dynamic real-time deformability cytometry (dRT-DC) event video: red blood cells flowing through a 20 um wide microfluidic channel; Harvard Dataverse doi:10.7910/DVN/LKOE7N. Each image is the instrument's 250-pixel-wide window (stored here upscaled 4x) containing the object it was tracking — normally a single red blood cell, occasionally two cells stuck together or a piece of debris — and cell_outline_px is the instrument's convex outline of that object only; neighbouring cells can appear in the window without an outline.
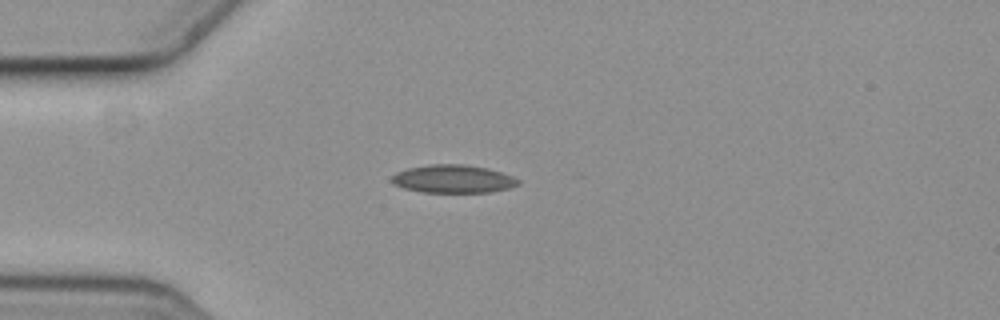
{"species": "common noctule bat (a hibernating species)", "species_latin": "Nyctalus noctula", "temperature_condition": "cold", "stored_images_in_passage": 6, "camera_frame_rate_fps": 3000, "um_per_image_px": 0.085, "animal": {"sex": "female", "body_mass_g": 19.3, "forearm_length_mm": 54.1}, "frame": {"image": 1, "passage_image": 4, "time_ms": 1.0, "image_size_px": [1000, 320], "cell_outline_px": [[520, 184], [508, 188], [492, 192], [424, 192], [404, 188], [392, 184], [392, 176], [396, 172], [408, 168], [428, 164], [464, 164], [488, 168], [512, 176], [520, 180]], "centroid_in_image_um": [38.51, 15.2], "position_along_channel_um": 46.5, "area_um2": 20.69}}
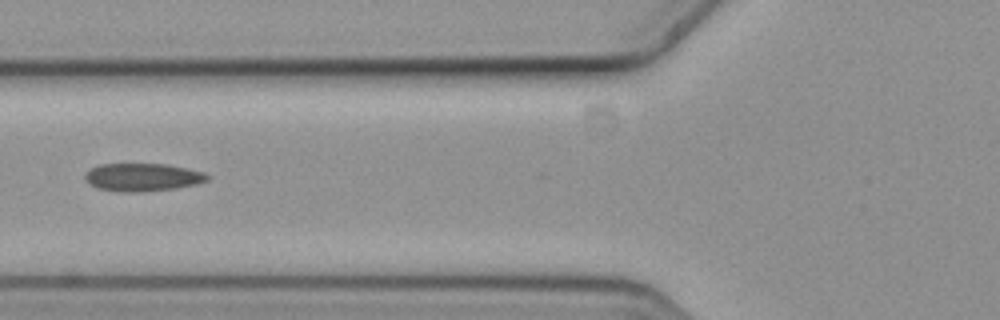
{"frame": {"image": 2, "passage_image": 6, "time_ms": 1.667, "image_size_px": [1000, 320], "cell_outline_px": [[208, 180], [196, 184], [176, 188], [136, 192], [116, 192], [100, 188], [88, 184], [84, 176], [92, 168], [100, 164], [168, 164], [188, 168], [204, 172], [208, 176]], "centroid_in_image_um": [12.13, 15.06], "position_along_channel_um": 113.7, "area_um2": 19.83}}